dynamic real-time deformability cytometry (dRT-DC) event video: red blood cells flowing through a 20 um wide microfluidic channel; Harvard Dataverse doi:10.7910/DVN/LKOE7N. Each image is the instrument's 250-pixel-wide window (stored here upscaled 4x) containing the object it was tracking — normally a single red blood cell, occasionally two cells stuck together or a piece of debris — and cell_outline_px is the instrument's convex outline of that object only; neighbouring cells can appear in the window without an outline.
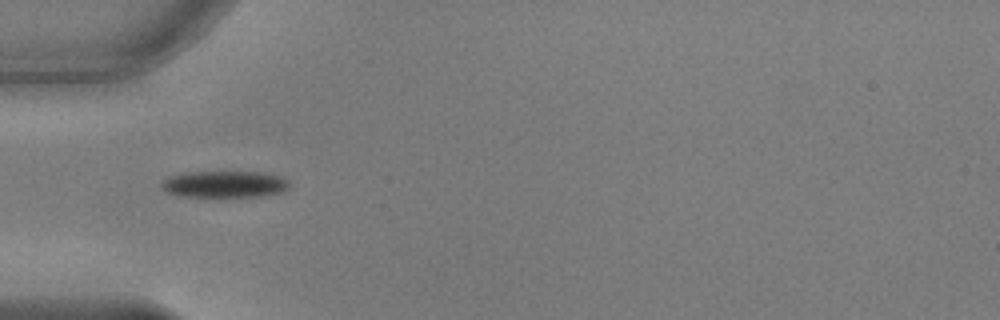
{"species": "common noctule bat (a hibernating species)", "species_latin": "Nyctalus noctula", "temperature_condition": "warm", "stored_images_in_passage": 35, "camera_frame_rate_fps": 3000, "um_per_image_px": 0.085, "animal": {"sex": "male", "body_mass_g": 17.9, "forearm_length_mm": 54.2}, "frame": {"image": 1, "passage_image": 1, "time_ms": 0.0, "image_size_px": [1000, 320], "cell_outline_px": [[288, 188], [280, 192], [260, 196], [220, 200], [184, 196], [168, 192], [160, 184], [168, 176], [184, 172], [260, 172], [280, 176], [288, 180]], "centroid_in_image_um": [19.07, 15.7], "position_along_channel_um": 65.9, "area_um2": 20.63}}
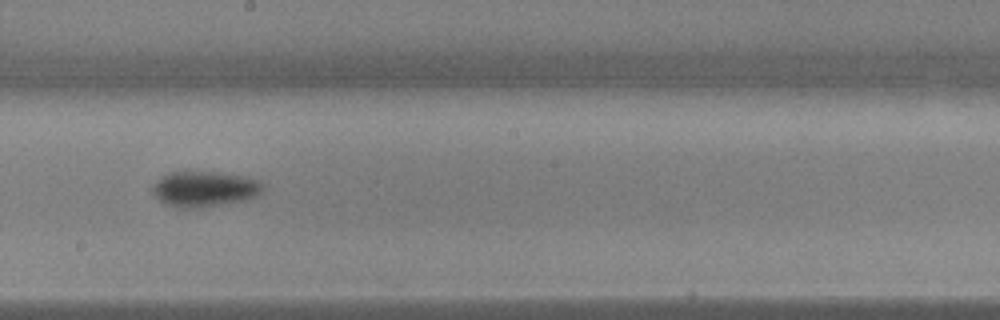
{"frame": {"image": 2, "passage_image": 14, "time_ms": 4.333, "image_size_px": [1000, 320], "cell_outline_px": [[268, 184], [264, 192], [248, 200], [196, 208], [176, 208], [160, 200], [152, 192], [152, 184], [156, 180], [172, 172], [216, 172], [248, 176], [260, 180]], "centroid_in_image_um": [17.49, 16.06], "position_along_channel_um": 230.7, "area_um2": 23.24}}
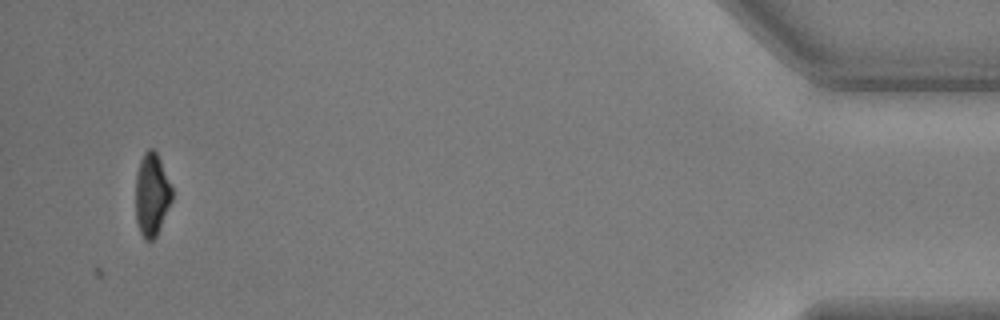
{"frame": {"image": 3, "passage_image": 35, "time_ms": 11.333, "image_size_px": [1000, 320], "cell_outline_px": [[172, 200], [156, 236], [152, 240], [144, 240], [140, 232], [136, 220], [136, 172], [140, 160], [144, 152], [148, 148], [152, 148], [156, 152], [160, 160], [172, 188]], "centroid_in_image_um": [12.89, 16.53], "position_along_channel_um": 422.3, "area_um2": 17.46}, "authors_computed_cell_mechanics": {"area_um2": 21.2704, "velocity_mm_per_s": 3.8159, "shape_relaxation_time_tau1_ms": 2.9426, "shape_relaxation_time_tau2_ms": null, "deformation_change_tau1": 0.1257, "deformation_change_tau2": null}}